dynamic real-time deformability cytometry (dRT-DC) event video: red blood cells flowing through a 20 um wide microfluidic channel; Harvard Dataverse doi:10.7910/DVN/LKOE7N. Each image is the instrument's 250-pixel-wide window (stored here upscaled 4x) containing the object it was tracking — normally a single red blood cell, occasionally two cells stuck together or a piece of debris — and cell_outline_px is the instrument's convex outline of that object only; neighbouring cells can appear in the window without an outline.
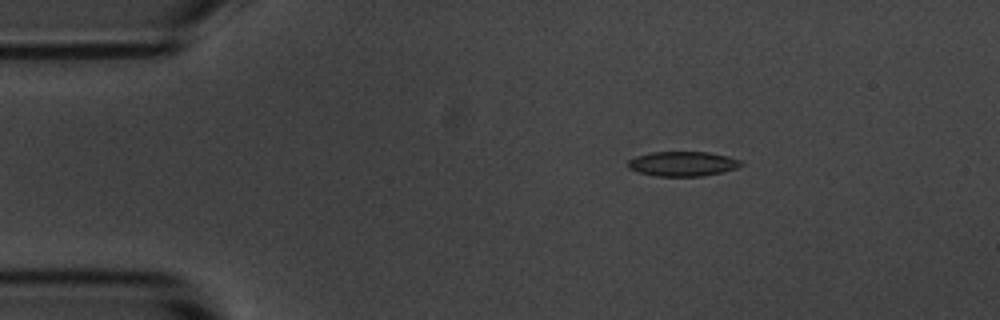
{"species": "common noctule bat (a hibernating species)", "species_latin": "Nyctalus noctula", "temperature_condition": "room temperature", "stored_images_in_passage": 9, "camera_frame_rate_fps": 3000, "um_per_image_px": 0.085, "animal": {"sex": "male", "body_mass_g": 20.1, "forearm_length_mm": 53.5}, "frame": {"image": 1, "passage_image": 3, "time_ms": 2.0, "image_size_px": [1000, 320], "cell_outline_px": [[744, 164], [736, 168], [724, 172], [700, 176], [656, 176], [640, 172], [628, 168], [628, 160], [636, 156], [652, 152], [708, 152], [728, 156], [740, 160]], "centroid_in_image_um": [58.04, 13.92], "position_along_channel_um": 27.0, "area_um2": 16.24}}
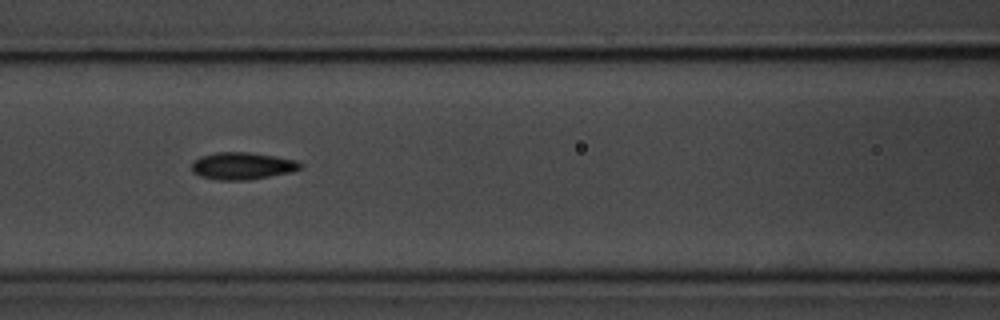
{"frame": {"image": 2, "passage_image": 7, "time_ms": 6.667, "image_size_px": [1000, 320], "cell_outline_px": [[304, 164], [300, 168], [288, 172], [248, 180], [216, 180], [200, 176], [192, 172], [192, 164], [200, 156], [216, 152], [248, 152], [296, 160]], "centroid_in_image_um": [20.55, 14.1], "position_along_channel_um": 146.0, "area_um2": 16.99}}
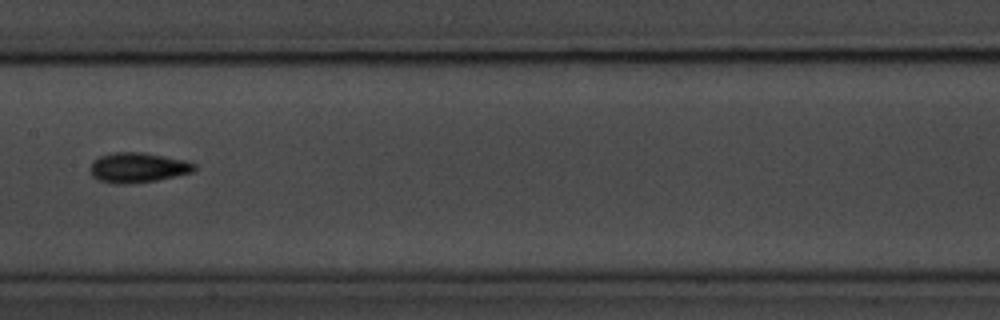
{"frame": {"image": 3, "passage_image": 8, "time_ms": 8.0, "image_size_px": [1000, 320], "cell_outline_px": [[196, 168], [192, 172], [156, 180], [128, 184], [112, 184], [100, 180], [92, 176], [88, 168], [92, 160], [100, 156], [112, 152], [144, 152], [184, 160], [196, 164]], "centroid_in_image_um": [11.66, 14.24], "position_along_channel_um": 195.7, "area_um2": 18.32}}